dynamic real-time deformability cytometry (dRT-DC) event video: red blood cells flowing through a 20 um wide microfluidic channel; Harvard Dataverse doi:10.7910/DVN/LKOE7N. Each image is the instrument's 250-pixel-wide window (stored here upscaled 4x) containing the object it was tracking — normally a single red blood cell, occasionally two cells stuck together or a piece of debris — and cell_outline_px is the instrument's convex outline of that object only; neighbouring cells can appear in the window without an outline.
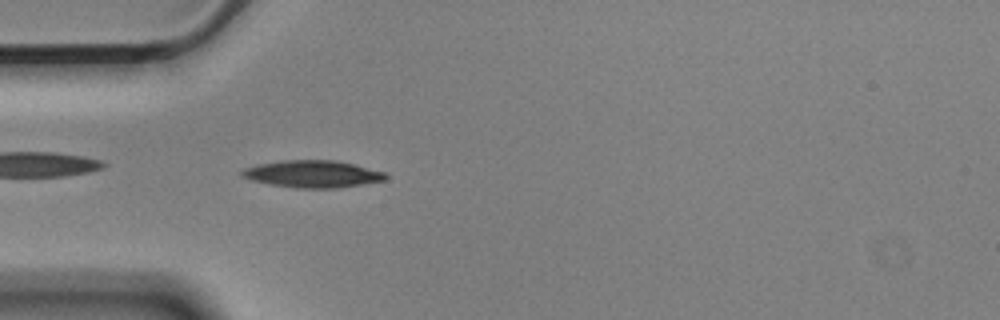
{"species": "Egyptian fruit bat (a non-hibernating species)", "species_latin": "Rousettus aegyptiacus", "temperature_condition": "cold", "stored_images_in_passage": 40, "camera_frame_rate_fps": 3000, "um_per_image_px": 0.085, "animal": {"sex": "male"}, "frame": {"image": 1, "passage_image": 1, "time_ms": 0.0, "image_size_px": [1000, 320], "cell_outline_px": [[388, 176], [384, 180], [336, 188], [296, 188], [272, 184], [252, 180], [244, 176], [240, 172], [244, 168], [260, 164], [284, 160], [336, 160], [356, 164], [384, 172]], "centroid_in_image_um": [26.6, 14.78], "position_along_channel_um": 58.4, "area_um2": 22.43}}
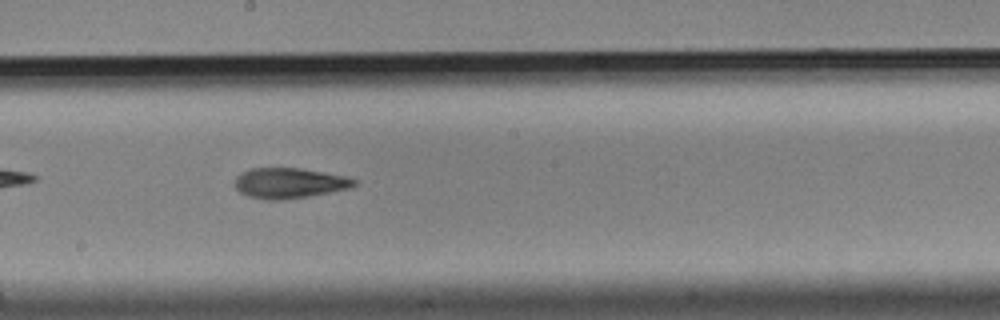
{"frame": {"image": 2, "passage_image": 15, "time_ms": 4.667, "image_size_px": [1000, 320], "cell_outline_px": [[356, 184], [348, 188], [308, 196], [280, 200], [264, 200], [248, 196], [240, 192], [236, 188], [236, 176], [240, 172], [252, 168], [300, 168], [324, 172], [344, 176], [356, 180]], "centroid_in_image_um": [24.54, 15.56], "position_along_channel_um": 223.7, "area_um2": 20.92}}
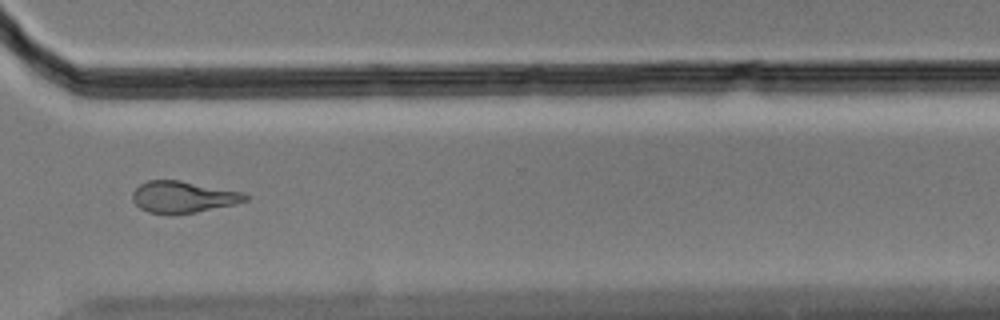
{"frame": {"image": 3, "passage_image": 26, "time_ms": 8.333, "image_size_px": [1000, 320], "cell_outline_px": [[248, 200], [236, 204], [196, 212], [148, 212], [140, 208], [132, 200], [132, 192], [140, 184], [148, 180], [180, 180], [244, 192], [248, 196]], "centroid_in_image_um": [15.59, 16.71], "position_along_channel_um": 355.0, "area_um2": 20.46}, "authors_computed_cell_mechanics": {"area_um2": 21.2126, "velocity_mm_per_s": 3.5921, "shape_relaxation_time_tau1_ms": 3.6199, "shape_relaxation_time_tau2_ms": 5.1554, "deformation_change_tau1": 0.137, "deformation_change_tau2": 0.1481}}